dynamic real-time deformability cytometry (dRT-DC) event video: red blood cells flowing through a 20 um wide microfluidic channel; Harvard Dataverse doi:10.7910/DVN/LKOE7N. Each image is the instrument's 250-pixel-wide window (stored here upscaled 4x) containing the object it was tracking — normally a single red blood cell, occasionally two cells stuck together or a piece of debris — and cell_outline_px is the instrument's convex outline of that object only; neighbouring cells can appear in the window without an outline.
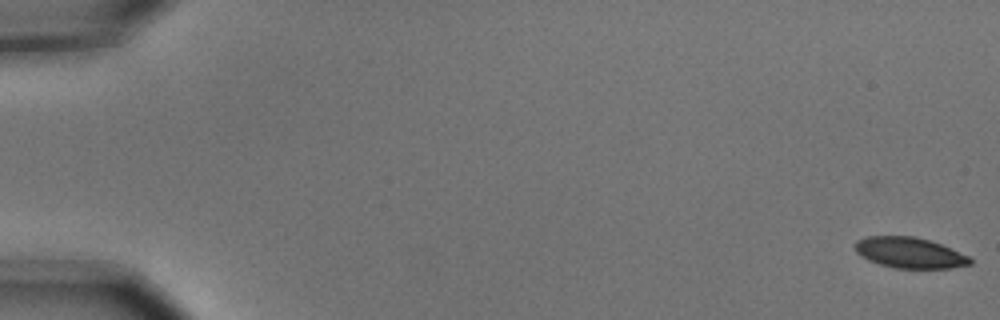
{"species": "common noctule bat (a hibernating species)", "species_latin": "Nyctalus noctula", "temperature_condition": "cold", "stored_images_in_passage": 7, "camera_frame_rate_fps": 3000, "um_per_image_px": 0.085, "animal": {"sex": "male", "body_mass_g": 15.6}, "frame": {"image": 1, "passage_image": 1, "time_ms": 0.0, "image_size_px": [1000, 320], "cell_outline_px": [[972, 264], [952, 268], [896, 268], [880, 264], [868, 260], [860, 256], [856, 252], [856, 240], [868, 236], [912, 236], [928, 240], [940, 244], [968, 256], [972, 260]], "centroid_in_image_um": [77.3, 21.49], "position_along_channel_um": 7.7, "area_um2": 20.4}}
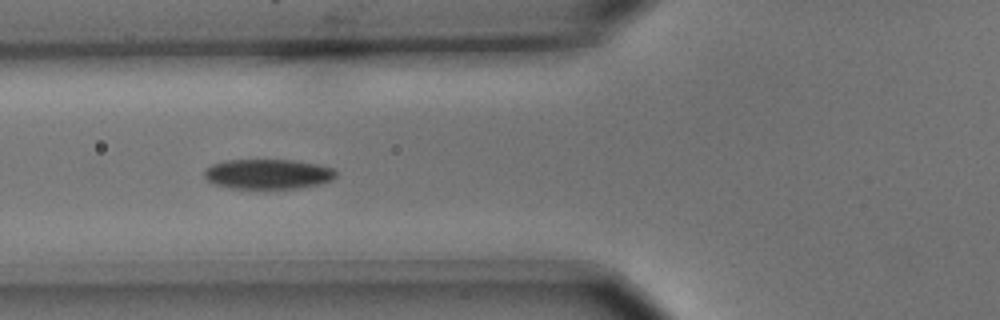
{"frame": {"image": 2, "passage_image": 6, "time_ms": 1.667, "image_size_px": [1000, 320], "cell_outline_px": [[336, 176], [332, 180], [320, 184], [296, 188], [232, 188], [212, 184], [204, 176], [204, 168], [212, 164], [224, 160], [292, 160], [316, 164], [332, 168], [336, 172]], "centroid_in_image_um": [22.74, 14.79], "position_along_channel_um": 103.1, "area_um2": 22.95}}
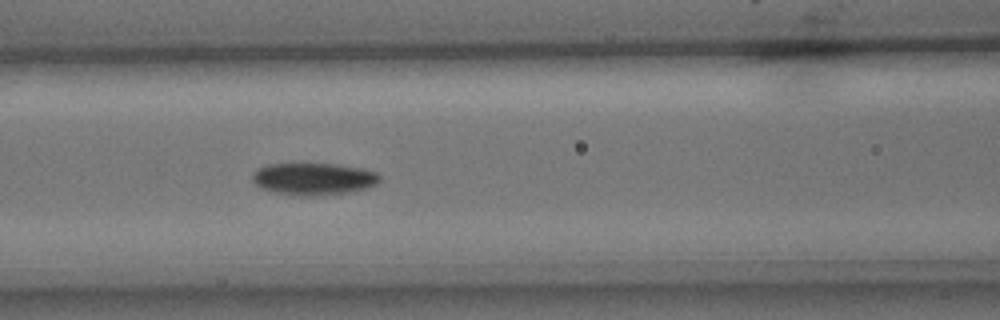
{"frame": {"image": 3, "passage_image": 7, "time_ms": 2.0, "image_size_px": [1000, 320], "cell_outline_px": [[380, 180], [376, 184], [368, 188], [348, 192], [312, 196], [300, 196], [272, 192], [260, 188], [252, 180], [252, 172], [256, 168], [268, 164], [336, 164], [364, 168], [376, 172], [380, 176]], "centroid_in_image_um": [26.63, 15.2], "position_along_channel_um": 140.0, "area_um2": 24.04}}